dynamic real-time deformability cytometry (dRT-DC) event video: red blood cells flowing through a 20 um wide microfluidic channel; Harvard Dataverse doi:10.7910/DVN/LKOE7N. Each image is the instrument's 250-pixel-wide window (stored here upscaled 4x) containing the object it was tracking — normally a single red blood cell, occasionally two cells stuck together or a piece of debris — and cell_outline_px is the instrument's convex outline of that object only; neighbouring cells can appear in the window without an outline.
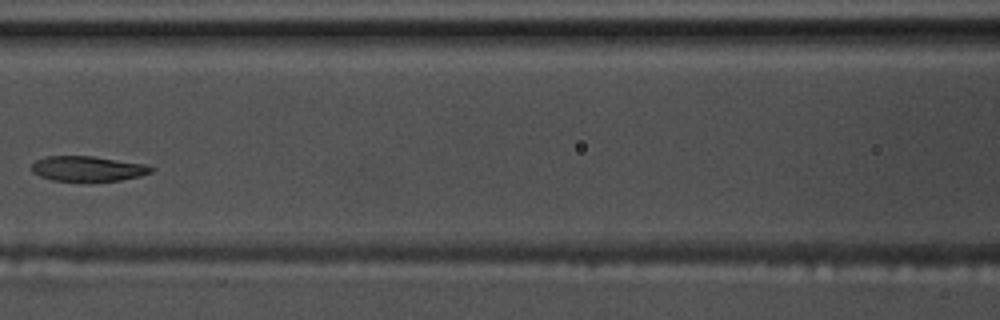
{"species": "common noctule bat (a hibernating species)", "species_latin": "Nyctalus noctula", "temperature_condition": "warm", "stored_images_in_passage": 7, "camera_frame_rate_fps": 3000, "um_per_image_px": 0.085, "animal": {"sex": "male", "body_mass_g": 17.5, "forearm_length_mm": 52.3}, "frame": {"image": 1, "passage_image": 7, "time_ms": 2.0, "image_size_px": [1000, 320], "cell_outline_px": [[156, 168], [152, 172], [140, 176], [120, 180], [52, 180], [40, 176], [32, 172], [32, 164], [36, 160], [48, 156], [92, 156], [144, 164]], "centroid_in_image_um": [7.47, 14.32], "position_along_channel_um": 159.1, "area_um2": 17.17}}